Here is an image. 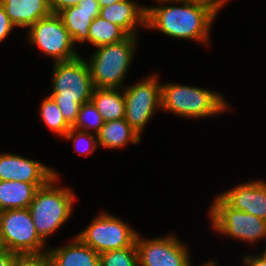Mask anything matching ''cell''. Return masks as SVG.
Returning <instances> with one entry per match:
<instances>
[{
  "mask_svg": "<svg viewBox=\"0 0 266 266\" xmlns=\"http://www.w3.org/2000/svg\"><path fill=\"white\" fill-rule=\"evenodd\" d=\"M91 101L105 122L125 117L123 88H94Z\"/></svg>",
  "mask_w": 266,
  "mask_h": 266,
  "instance_id": "ffe728a7",
  "label": "cell"
},
{
  "mask_svg": "<svg viewBox=\"0 0 266 266\" xmlns=\"http://www.w3.org/2000/svg\"><path fill=\"white\" fill-rule=\"evenodd\" d=\"M211 227L220 235L257 243L266 239V220L230 207L217 195L209 207Z\"/></svg>",
  "mask_w": 266,
  "mask_h": 266,
  "instance_id": "8992f818",
  "label": "cell"
},
{
  "mask_svg": "<svg viewBox=\"0 0 266 266\" xmlns=\"http://www.w3.org/2000/svg\"><path fill=\"white\" fill-rule=\"evenodd\" d=\"M222 93L197 86L161 84V108L166 112L194 119L209 118L228 111Z\"/></svg>",
  "mask_w": 266,
  "mask_h": 266,
  "instance_id": "3957f363",
  "label": "cell"
},
{
  "mask_svg": "<svg viewBox=\"0 0 266 266\" xmlns=\"http://www.w3.org/2000/svg\"><path fill=\"white\" fill-rule=\"evenodd\" d=\"M51 96L63 118L72 127L80 106L91 100L94 85L88 65L81 55L69 61L53 63Z\"/></svg>",
  "mask_w": 266,
  "mask_h": 266,
  "instance_id": "7a4b0ae2",
  "label": "cell"
},
{
  "mask_svg": "<svg viewBox=\"0 0 266 266\" xmlns=\"http://www.w3.org/2000/svg\"><path fill=\"white\" fill-rule=\"evenodd\" d=\"M81 0H49L50 8L53 14L77 5Z\"/></svg>",
  "mask_w": 266,
  "mask_h": 266,
  "instance_id": "83f0119b",
  "label": "cell"
},
{
  "mask_svg": "<svg viewBox=\"0 0 266 266\" xmlns=\"http://www.w3.org/2000/svg\"><path fill=\"white\" fill-rule=\"evenodd\" d=\"M60 174L49 166L14 153H0V180L48 183Z\"/></svg>",
  "mask_w": 266,
  "mask_h": 266,
  "instance_id": "7c38bea8",
  "label": "cell"
},
{
  "mask_svg": "<svg viewBox=\"0 0 266 266\" xmlns=\"http://www.w3.org/2000/svg\"><path fill=\"white\" fill-rule=\"evenodd\" d=\"M260 254L266 259V248Z\"/></svg>",
  "mask_w": 266,
  "mask_h": 266,
  "instance_id": "e575fe53",
  "label": "cell"
},
{
  "mask_svg": "<svg viewBox=\"0 0 266 266\" xmlns=\"http://www.w3.org/2000/svg\"><path fill=\"white\" fill-rule=\"evenodd\" d=\"M218 195L230 207L266 220V181H248Z\"/></svg>",
  "mask_w": 266,
  "mask_h": 266,
  "instance_id": "4fadbf2b",
  "label": "cell"
},
{
  "mask_svg": "<svg viewBox=\"0 0 266 266\" xmlns=\"http://www.w3.org/2000/svg\"><path fill=\"white\" fill-rule=\"evenodd\" d=\"M139 266H190L189 246L177 235L143 238L139 232L135 240Z\"/></svg>",
  "mask_w": 266,
  "mask_h": 266,
  "instance_id": "8fae6325",
  "label": "cell"
},
{
  "mask_svg": "<svg viewBox=\"0 0 266 266\" xmlns=\"http://www.w3.org/2000/svg\"><path fill=\"white\" fill-rule=\"evenodd\" d=\"M40 117L50 131L63 138L71 129V126L63 118V115L51 96L45 97L40 104Z\"/></svg>",
  "mask_w": 266,
  "mask_h": 266,
  "instance_id": "7402d4cb",
  "label": "cell"
},
{
  "mask_svg": "<svg viewBox=\"0 0 266 266\" xmlns=\"http://www.w3.org/2000/svg\"><path fill=\"white\" fill-rule=\"evenodd\" d=\"M119 1H121V0H97L100 7H105V6L114 4V3L119 2Z\"/></svg>",
  "mask_w": 266,
  "mask_h": 266,
  "instance_id": "1f68e13d",
  "label": "cell"
},
{
  "mask_svg": "<svg viewBox=\"0 0 266 266\" xmlns=\"http://www.w3.org/2000/svg\"><path fill=\"white\" fill-rule=\"evenodd\" d=\"M60 178L54 176L40 187L28 207L35 229L45 243L51 234L68 221L76 198L71 188L58 186L57 180Z\"/></svg>",
  "mask_w": 266,
  "mask_h": 266,
  "instance_id": "277c9868",
  "label": "cell"
},
{
  "mask_svg": "<svg viewBox=\"0 0 266 266\" xmlns=\"http://www.w3.org/2000/svg\"><path fill=\"white\" fill-rule=\"evenodd\" d=\"M17 253L11 252L5 248H0V266H12Z\"/></svg>",
  "mask_w": 266,
  "mask_h": 266,
  "instance_id": "f546056e",
  "label": "cell"
},
{
  "mask_svg": "<svg viewBox=\"0 0 266 266\" xmlns=\"http://www.w3.org/2000/svg\"><path fill=\"white\" fill-rule=\"evenodd\" d=\"M99 214L76 235L83 243L99 254L126 247H136L135 240L138 232L135 229L108 212Z\"/></svg>",
  "mask_w": 266,
  "mask_h": 266,
  "instance_id": "ba28073f",
  "label": "cell"
},
{
  "mask_svg": "<svg viewBox=\"0 0 266 266\" xmlns=\"http://www.w3.org/2000/svg\"><path fill=\"white\" fill-rule=\"evenodd\" d=\"M244 266H266V259L261 255H245L242 259Z\"/></svg>",
  "mask_w": 266,
  "mask_h": 266,
  "instance_id": "f1b7e54d",
  "label": "cell"
},
{
  "mask_svg": "<svg viewBox=\"0 0 266 266\" xmlns=\"http://www.w3.org/2000/svg\"><path fill=\"white\" fill-rule=\"evenodd\" d=\"M46 184L0 180V211L28 208L37 190Z\"/></svg>",
  "mask_w": 266,
  "mask_h": 266,
  "instance_id": "ac0fdd59",
  "label": "cell"
},
{
  "mask_svg": "<svg viewBox=\"0 0 266 266\" xmlns=\"http://www.w3.org/2000/svg\"><path fill=\"white\" fill-rule=\"evenodd\" d=\"M178 2H194V3H220L221 5V0H174Z\"/></svg>",
  "mask_w": 266,
  "mask_h": 266,
  "instance_id": "4dcf8cb0",
  "label": "cell"
},
{
  "mask_svg": "<svg viewBox=\"0 0 266 266\" xmlns=\"http://www.w3.org/2000/svg\"><path fill=\"white\" fill-rule=\"evenodd\" d=\"M12 266H51L47 252L38 254H17Z\"/></svg>",
  "mask_w": 266,
  "mask_h": 266,
  "instance_id": "484cf974",
  "label": "cell"
},
{
  "mask_svg": "<svg viewBox=\"0 0 266 266\" xmlns=\"http://www.w3.org/2000/svg\"><path fill=\"white\" fill-rule=\"evenodd\" d=\"M29 43L38 47L54 62L69 61L77 58L79 54L75 44L57 14L39 19L27 30Z\"/></svg>",
  "mask_w": 266,
  "mask_h": 266,
  "instance_id": "9c48e42d",
  "label": "cell"
},
{
  "mask_svg": "<svg viewBox=\"0 0 266 266\" xmlns=\"http://www.w3.org/2000/svg\"><path fill=\"white\" fill-rule=\"evenodd\" d=\"M15 27L29 28L52 14L49 0H0Z\"/></svg>",
  "mask_w": 266,
  "mask_h": 266,
  "instance_id": "e0dca14e",
  "label": "cell"
},
{
  "mask_svg": "<svg viewBox=\"0 0 266 266\" xmlns=\"http://www.w3.org/2000/svg\"><path fill=\"white\" fill-rule=\"evenodd\" d=\"M137 84L123 88L125 97L124 119L141 137L145 125L161 108V83L157 74L147 75Z\"/></svg>",
  "mask_w": 266,
  "mask_h": 266,
  "instance_id": "30bf717a",
  "label": "cell"
},
{
  "mask_svg": "<svg viewBox=\"0 0 266 266\" xmlns=\"http://www.w3.org/2000/svg\"><path fill=\"white\" fill-rule=\"evenodd\" d=\"M63 138L70 141L72 139L75 151L81 155L93 154L98 147L97 135L92 134V132L89 133L71 127Z\"/></svg>",
  "mask_w": 266,
  "mask_h": 266,
  "instance_id": "d4e9b609",
  "label": "cell"
},
{
  "mask_svg": "<svg viewBox=\"0 0 266 266\" xmlns=\"http://www.w3.org/2000/svg\"><path fill=\"white\" fill-rule=\"evenodd\" d=\"M98 146L106 149H120L129 143L141 142V137L124 119L105 122L97 134Z\"/></svg>",
  "mask_w": 266,
  "mask_h": 266,
  "instance_id": "d6986e66",
  "label": "cell"
},
{
  "mask_svg": "<svg viewBox=\"0 0 266 266\" xmlns=\"http://www.w3.org/2000/svg\"><path fill=\"white\" fill-rule=\"evenodd\" d=\"M138 37L96 47L86 60L95 88H123L124 80L134 59Z\"/></svg>",
  "mask_w": 266,
  "mask_h": 266,
  "instance_id": "5b68a950",
  "label": "cell"
},
{
  "mask_svg": "<svg viewBox=\"0 0 266 266\" xmlns=\"http://www.w3.org/2000/svg\"><path fill=\"white\" fill-rule=\"evenodd\" d=\"M227 1H230V0H221V7H224V5H225L226 3H228Z\"/></svg>",
  "mask_w": 266,
  "mask_h": 266,
  "instance_id": "836d02e7",
  "label": "cell"
},
{
  "mask_svg": "<svg viewBox=\"0 0 266 266\" xmlns=\"http://www.w3.org/2000/svg\"><path fill=\"white\" fill-rule=\"evenodd\" d=\"M100 13L97 0H81L77 5L57 13L68 30L73 43H89V28L95 17Z\"/></svg>",
  "mask_w": 266,
  "mask_h": 266,
  "instance_id": "5bb4252c",
  "label": "cell"
},
{
  "mask_svg": "<svg viewBox=\"0 0 266 266\" xmlns=\"http://www.w3.org/2000/svg\"><path fill=\"white\" fill-rule=\"evenodd\" d=\"M99 16L121 27L128 35L138 36V28H146V6L134 0H121L100 7Z\"/></svg>",
  "mask_w": 266,
  "mask_h": 266,
  "instance_id": "9a60e30c",
  "label": "cell"
},
{
  "mask_svg": "<svg viewBox=\"0 0 266 266\" xmlns=\"http://www.w3.org/2000/svg\"><path fill=\"white\" fill-rule=\"evenodd\" d=\"M14 28L15 26L10 21L3 5L0 3V44L9 36Z\"/></svg>",
  "mask_w": 266,
  "mask_h": 266,
  "instance_id": "4316f807",
  "label": "cell"
},
{
  "mask_svg": "<svg viewBox=\"0 0 266 266\" xmlns=\"http://www.w3.org/2000/svg\"><path fill=\"white\" fill-rule=\"evenodd\" d=\"M190 266H193L192 264ZM201 266H218V263L214 259H210L209 261H206Z\"/></svg>",
  "mask_w": 266,
  "mask_h": 266,
  "instance_id": "d6a6232c",
  "label": "cell"
},
{
  "mask_svg": "<svg viewBox=\"0 0 266 266\" xmlns=\"http://www.w3.org/2000/svg\"><path fill=\"white\" fill-rule=\"evenodd\" d=\"M46 244L38 235L28 208L1 211V248L17 254H38L47 252Z\"/></svg>",
  "mask_w": 266,
  "mask_h": 266,
  "instance_id": "52a82bcc",
  "label": "cell"
},
{
  "mask_svg": "<svg viewBox=\"0 0 266 266\" xmlns=\"http://www.w3.org/2000/svg\"><path fill=\"white\" fill-rule=\"evenodd\" d=\"M104 123L103 117L90 100L80 106L77 120L72 128L89 133L93 130L97 135Z\"/></svg>",
  "mask_w": 266,
  "mask_h": 266,
  "instance_id": "603a6c76",
  "label": "cell"
},
{
  "mask_svg": "<svg viewBox=\"0 0 266 266\" xmlns=\"http://www.w3.org/2000/svg\"><path fill=\"white\" fill-rule=\"evenodd\" d=\"M155 2L159 5L146 6V29L158 30L173 39L199 41L205 46H210V28L222 8L220 3L174 0H156ZM167 3L170 6H167Z\"/></svg>",
  "mask_w": 266,
  "mask_h": 266,
  "instance_id": "6da1fadb",
  "label": "cell"
},
{
  "mask_svg": "<svg viewBox=\"0 0 266 266\" xmlns=\"http://www.w3.org/2000/svg\"><path fill=\"white\" fill-rule=\"evenodd\" d=\"M100 266H139L136 247L106 251L100 254Z\"/></svg>",
  "mask_w": 266,
  "mask_h": 266,
  "instance_id": "cb8c5ba5",
  "label": "cell"
},
{
  "mask_svg": "<svg viewBox=\"0 0 266 266\" xmlns=\"http://www.w3.org/2000/svg\"><path fill=\"white\" fill-rule=\"evenodd\" d=\"M51 266H100V254L77 236L65 246L47 249Z\"/></svg>",
  "mask_w": 266,
  "mask_h": 266,
  "instance_id": "2e32d148",
  "label": "cell"
},
{
  "mask_svg": "<svg viewBox=\"0 0 266 266\" xmlns=\"http://www.w3.org/2000/svg\"><path fill=\"white\" fill-rule=\"evenodd\" d=\"M128 34L119 26L101 18L95 17L89 28V44L99 47L125 39Z\"/></svg>",
  "mask_w": 266,
  "mask_h": 266,
  "instance_id": "44dd1931",
  "label": "cell"
}]
</instances>
